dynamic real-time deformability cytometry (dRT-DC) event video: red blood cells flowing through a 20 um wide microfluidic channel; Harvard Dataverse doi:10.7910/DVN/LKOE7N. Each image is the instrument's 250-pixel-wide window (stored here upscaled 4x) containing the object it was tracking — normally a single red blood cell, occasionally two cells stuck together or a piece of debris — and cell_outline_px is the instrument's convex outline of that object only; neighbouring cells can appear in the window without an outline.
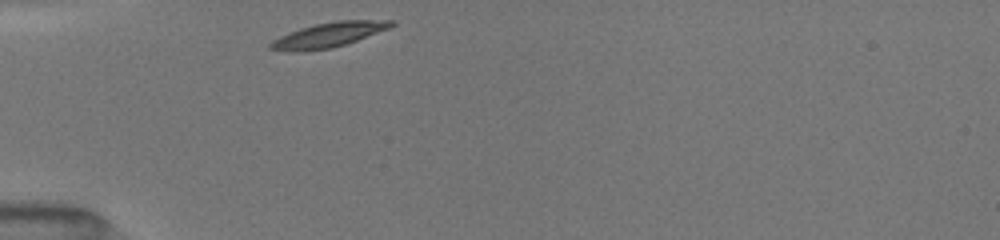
{"species": "common noctule bat (a hibernating species)", "species_latin": "Nyctalus noctula", "temperature_condition": "room temperature", "stored_images_in_passage": 5, "camera_frame_rate_fps": 3000, "um_per_image_px": 0.085, "animal": {"sex": "female", "body_mass_g": 19.5, "forearm_length_mm": 54.1}, "frame": {"image": 1, "passage_image": 1, "time_ms": 0.0, "image_size_px": [1000, 240], "cell_outline_px": [[396, 24], [392, 28], [332, 48], [304, 52], [288, 52], [268, 48], [268, 44], [272, 40], [280, 36], [300, 28], [316, 24], [336, 20], [396, 20]], "centroid_in_image_um": [27.94, 2.97], "position_along_channel_um": 57.1, "area_um2": 17.69}}
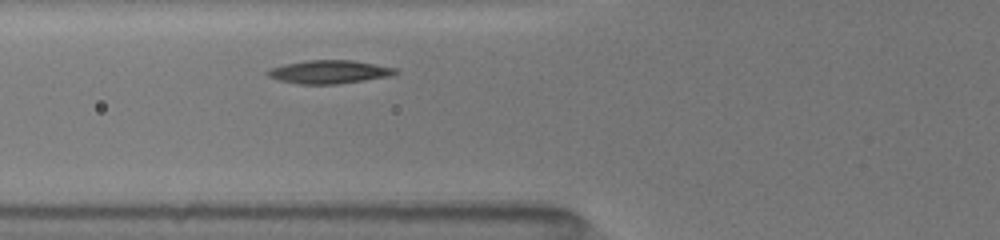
{"frame": {"image": 2, "passage_image": 3, "time_ms": 1.333, "image_size_px": [1000, 240], "cell_outline_px": [[400, 72], [388, 76], [340, 84], [300, 84], [280, 80], [268, 76], [264, 72], [268, 68], [284, 64], [304, 60], [352, 60], [396, 68]], "centroid_in_image_um": [27.94, 6.1], "position_along_channel_um": 97.9, "area_um2": 17.4}}
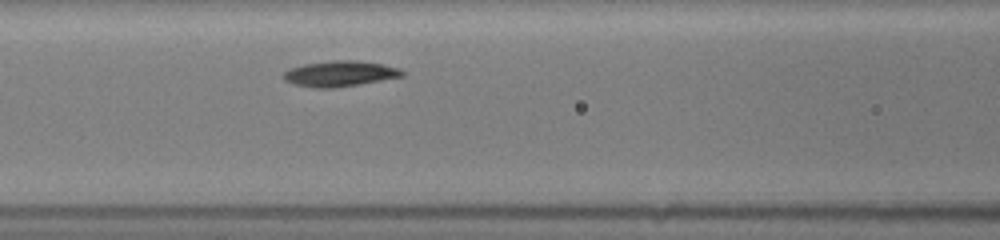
{"frame": {"image": 3, "passage_image": 5, "time_ms": 2.333, "image_size_px": [1000, 240], "cell_outline_px": [[404, 76], [360, 84], [336, 88], [312, 88], [292, 84], [284, 80], [280, 76], [284, 72], [292, 68], [304, 64], [332, 60], [356, 60], [380, 64], [400, 68], [404, 72]], "centroid_in_image_um": [28.85, 6.27], "position_along_channel_um": 137.7, "area_um2": 17.86}}